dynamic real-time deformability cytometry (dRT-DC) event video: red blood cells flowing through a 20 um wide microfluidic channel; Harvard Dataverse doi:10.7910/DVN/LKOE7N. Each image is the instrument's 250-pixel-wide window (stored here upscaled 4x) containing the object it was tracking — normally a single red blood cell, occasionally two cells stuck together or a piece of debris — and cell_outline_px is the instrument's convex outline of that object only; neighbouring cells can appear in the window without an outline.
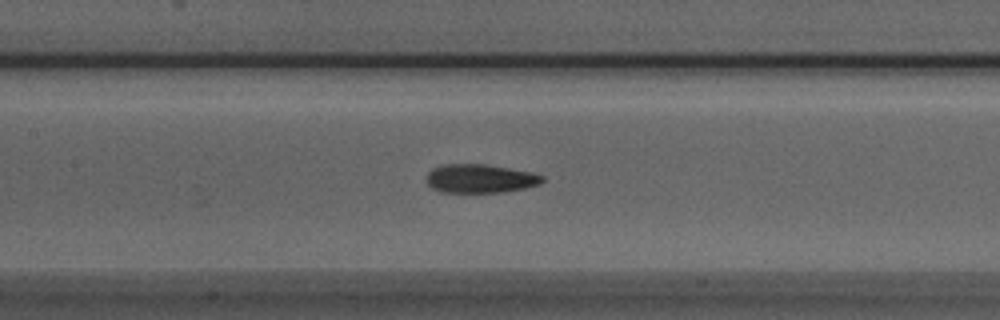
{"species": "Egyptian fruit bat (a non-hibernating species)", "species_latin": "Rousettus aegyptiacus", "temperature_condition": "room temperature", "stored_images_in_passage": 51, "segment_of_instrument_passage": [1, 2], "camera_frame_rate_fps": 3000, "um_per_image_px": 0.085, "animal": {"sex": "male"}, "frame": {"image": 1, "passage_image": 22, "time_ms": 7.0, "image_size_px": [1000, 320], "cell_outline_px": [[544, 180], [540, 184], [524, 188], [504, 192], [440, 192], [432, 188], [424, 180], [428, 172], [432, 168], [444, 164], [484, 164], [532, 172], [544, 176]], "centroid_in_image_um": [40.78, 15.18], "position_along_channel_um": 166.6, "area_um2": 19.48}}
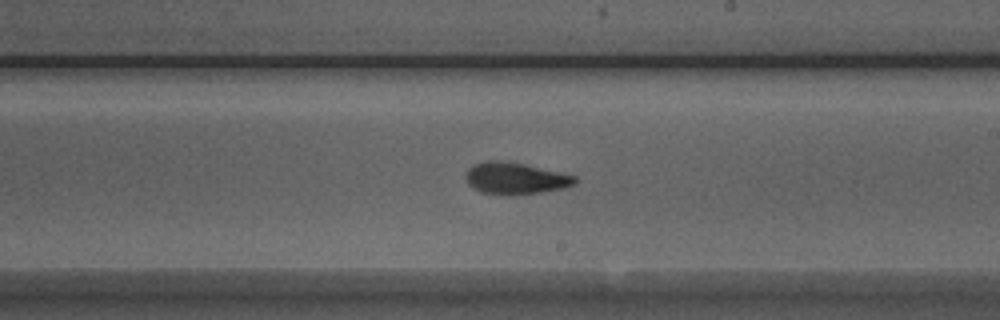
{"frame": {"image": 2, "passage_image": 28, "time_ms": 9.0, "image_size_px": [1000, 320], "cell_outline_px": [[576, 184], [564, 188], [540, 192], [512, 196], [480, 192], [472, 188], [464, 180], [464, 176], [468, 168], [472, 164], [484, 160], [500, 160], [524, 164], [560, 172], [576, 176]], "centroid_in_image_um": [43.74, 15.16], "position_along_channel_um": 245.3, "area_um2": 20.58}}
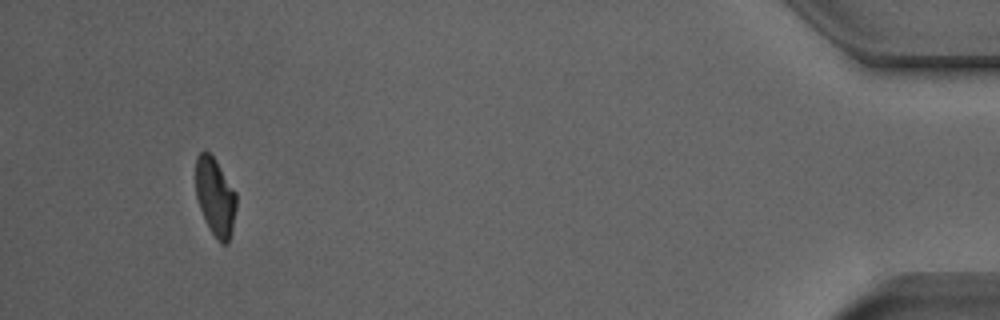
{"frame": {"image": 3, "passage_image": 47, "time_ms": 15.333, "image_size_px": [1000, 320], "cell_outline_px": [[236, 208], [232, 232], [228, 244], [220, 244], [216, 240], [204, 220], [196, 196], [196, 156], [204, 148], [216, 160], [236, 192]], "centroid_in_image_um": [18.3, 16.75], "position_along_channel_um": 416.9, "area_um2": 18.73}}